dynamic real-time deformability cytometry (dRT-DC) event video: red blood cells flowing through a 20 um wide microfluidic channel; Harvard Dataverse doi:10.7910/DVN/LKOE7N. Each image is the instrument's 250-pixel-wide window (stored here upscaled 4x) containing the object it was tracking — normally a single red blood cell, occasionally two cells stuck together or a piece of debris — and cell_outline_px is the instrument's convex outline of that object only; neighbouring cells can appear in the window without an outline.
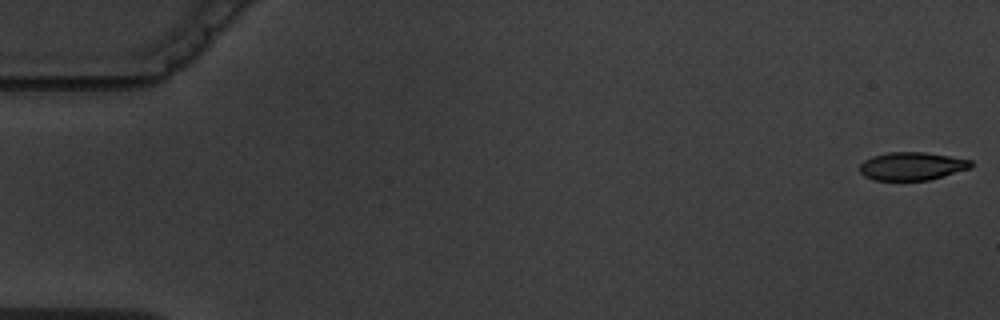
{"species": "common noctule bat (a hibernating species)", "species_latin": "Nyctalus noctula", "temperature_condition": "warm", "stored_images_in_passage": 6, "camera_frame_rate_fps": 3000, "um_per_image_px": 0.085, "animal": {"sex": "male", "body_mass_g": 19.5, "forearm_length_mm": 54.6}, "frame": {"image": 1, "passage_image": 1, "time_ms": 0.0, "image_size_px": [1000, 320], "cell_outline_px": [[972, 168], [928, 180], [872, 180], [864, 176], [860, 172], [860, 164], [864, 160], [872, 156], [888, 152], [924, 152], [972, 160]], "centroid_in_image_um": [77.5, 14.12], "position_along_channel_um": 7.5, "area_um2": 18.21}}